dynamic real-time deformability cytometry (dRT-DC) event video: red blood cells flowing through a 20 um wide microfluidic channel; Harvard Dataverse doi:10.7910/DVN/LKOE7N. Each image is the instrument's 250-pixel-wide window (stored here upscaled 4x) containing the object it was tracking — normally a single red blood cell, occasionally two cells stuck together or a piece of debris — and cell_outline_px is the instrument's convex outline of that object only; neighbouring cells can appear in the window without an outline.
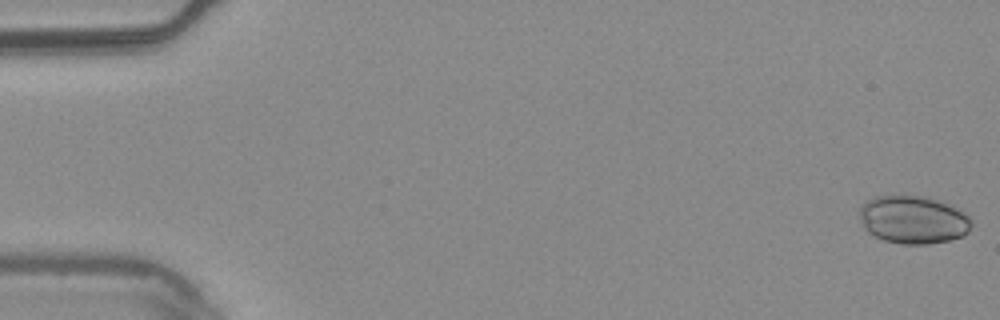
{"species": "common noctule bat (a hibernating species)", "species_latin": "Nyctalus noctula", "temperature_condition": "warm", "stored_images_in_passage": 7, "camera_frame_rate_fps": 3000, "um_per_image_px": 0.085, "animal": {"sex": "male", "body_mass_g": 20.4}, "frame": {"image": 1, "passage_image": 1, "time_ms": 0.0, "image_size_px": [1000, 320], "cell_outline_px": [[972, 224], [968, 232], [964, 236], [948, 240], [928, 244], [900, 244], [884, 240], [868, 232], [864, 228], [860, 216], [860, 208], [864, 200], [876, 196], [924, 196], [940, 200], [964, 212], [972, 220]], "centroid_in_image_um": [77.63, 18.67], "position_along_channel_um": 7.4, "area_um2": 31.39}}
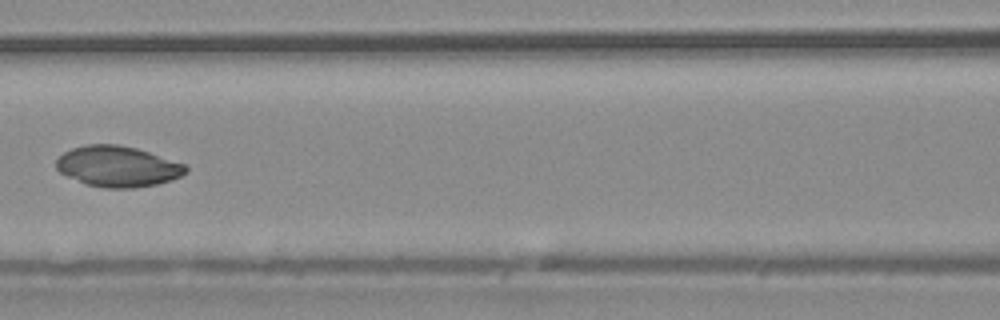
{"frame": {"image": 2, "passage_image": 7, "time_ms": 2.0, "image_size_px": [1000, 320], "cell_outline_px": [[188, 172], [172, 180], [156, 184], [132, 188], [104, 188], [84, 184], [60, 172], [56, 168], [56, 160], [64, 152], [72, 148], [88, 144], [116, 144], [136, 148], [184, 164], [188, 168]], "centroid_in_image_um": [9.99, 14.15], "position_along_channel_um": 156.6, "area_um2": 30.63}}